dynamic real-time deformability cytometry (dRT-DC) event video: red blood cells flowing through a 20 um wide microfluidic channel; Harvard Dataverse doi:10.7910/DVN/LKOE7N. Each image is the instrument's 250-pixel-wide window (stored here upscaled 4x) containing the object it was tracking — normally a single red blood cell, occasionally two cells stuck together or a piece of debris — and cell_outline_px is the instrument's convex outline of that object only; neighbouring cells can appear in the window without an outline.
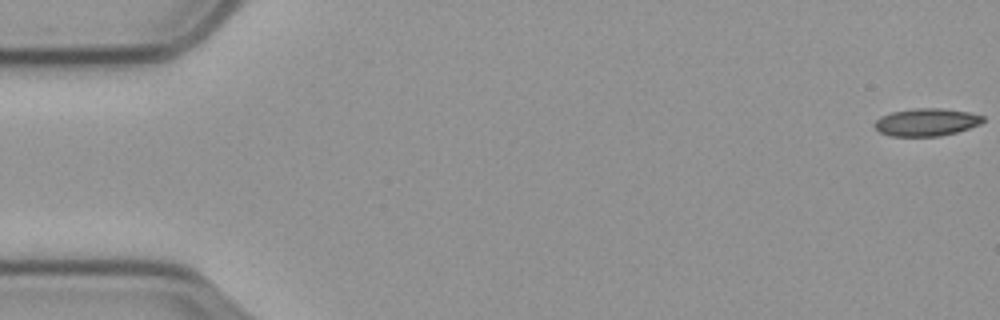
{"species": "common noctule bat (a hibernating species)", "species_latin": "Nyctalus noctula", "temperature_condition": "cold", "stored_images_in_passage": 59, "camera_frame_rate_fps": 3000, "um_per_image_px": 0.085, "animal": {"sex": "male", "body_mass_g": 23.1, "forearm_length_mm": 52.7}, "frame": {"image": 1, "passage_image": 1, "time_ms": 0.0, "image_size_px": [1000, 320], "cell_outline_px": [[984, 120], [980, 124], [956, 132], [940, 136], [888, 136], [880, 132], [872, 124], [880, 116], [892, 112], [916, 108], [940, 108], [968, 112], [984, 116]], "centroid_in_image_um": [78.71, 10.38], "position_along_channel_um": 6.3, "area_um2": 17.4}}
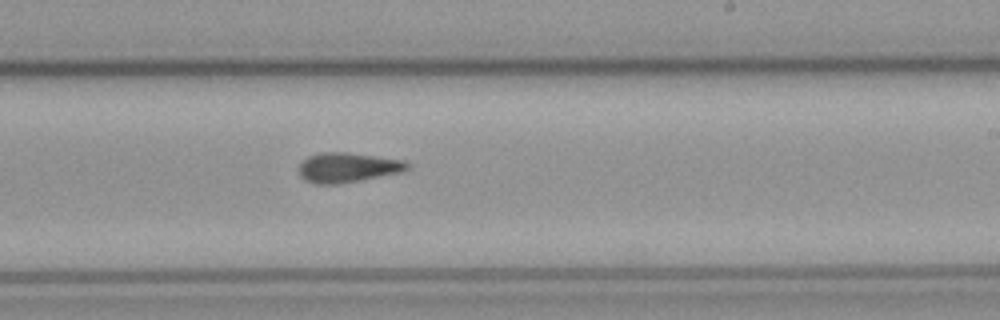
{"frame": {"image": 2, "passage_image": 35, "time_ms": 11.333, "image_size_px": [1000, 320], "cell_outline_px": [[408, 168], [400, 172], [336, 184], [316, 184], [304, 180], [300, 176], [296, 168], [308, 156], [320, 152], [348, 152], [404, 160], [408, 164]], "centroid_in_image_um": [29.47, 14.22], "position_along_channel_um": 259.5, "area_um2": 18.67}}
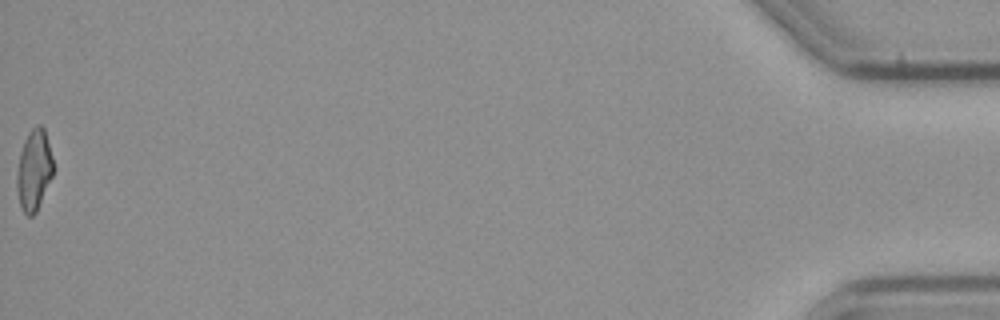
{"frame": {"image": 3, "passage_image": 59, "time_ms": 19.333, "image_size_px": [1000, 320], "cell_outline_px": [[52, 176], [36, 212], [32, 216], [28, 216], [24, 212], [20, 204], [16, 188], [16, 176], [20, 152], [24, 140], [28, 132], [36, 124], [40, 124], [44, 128], [52, 160]], "centroid_in_image_um": [2.86, 14.44], "position_along_channel_um": 432.3, "area_um2": 16.88}, "authors_computed_cell_mechanics": {"area_um2": 17.918, "velocity_mm_per_s": 3.5296, "shape_relaxation_time_tau1_ms": null, "shape_relaxation_time_tau2_ms": 4.8458, "deformation_change_tau1": null, "deformation_change_tau2": 0.1357}}